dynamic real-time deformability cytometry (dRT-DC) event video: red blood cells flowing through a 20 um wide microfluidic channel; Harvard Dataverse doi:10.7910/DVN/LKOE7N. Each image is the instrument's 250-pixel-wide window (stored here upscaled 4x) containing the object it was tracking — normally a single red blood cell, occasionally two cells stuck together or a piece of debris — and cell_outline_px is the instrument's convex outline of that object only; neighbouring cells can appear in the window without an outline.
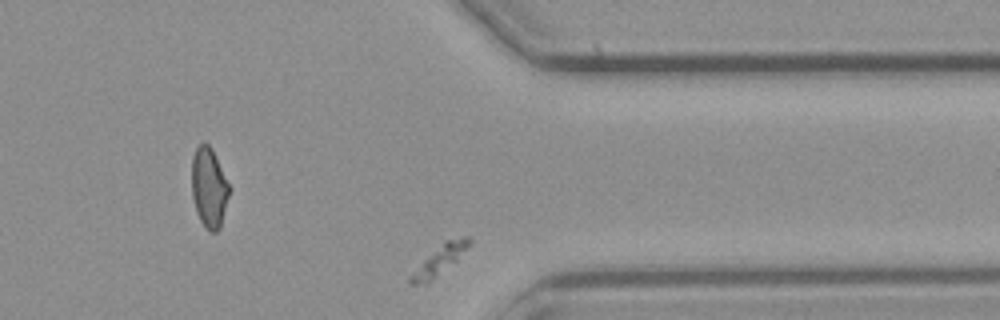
{"species": "common noctule bat (a hibernating species)", "species_latin": "Nyctalus noctula", "temperature_condition": "cold", "stored_images_in_passage": 39, "camera_frame_rate_fps": 3000, "um_per_image_px": 0.085, "animal": {"sex": "male", "body_mass_g": 23.1, "forearm_length_mm": 52.7}, "frame": {"image": 1, "passage_image": 30, "time_ms": 9.667, "image_size_px": [1000, 320], "cell_outline_px": [[472, 244], [456, 260], [428, 284], [408, 284], [408, 276], [444, 240], [464, 236], [468, 236], [472, 240]], "centroid_in_image_um": [37.37, 22.11], "position_along_channel_um": 374.0, "area_um2": 10.0}}
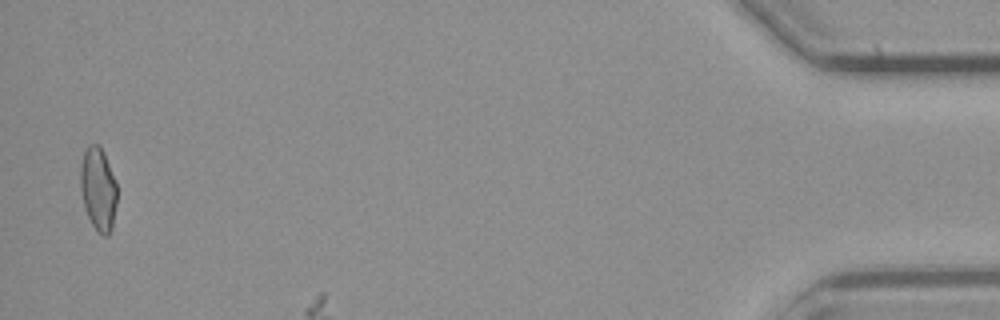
{"frame": {"image": 2, "passage_image": 38, "time_ms": 12.333, "image_size_px": [1000, 320], "cell_outline_px": [[116, 204], [112, 228], [108, 236], [104, 236], [92, 224], [84, 208], [80, 192], [80, 164], [84, 152], [88, 144], [96, 144], [100, 148], [108, 164], [116, 184]], "centroid_in_image_um": [8.32, 16.08], "position_along_channel_um": 426.9, "area_um2": 17.51}}